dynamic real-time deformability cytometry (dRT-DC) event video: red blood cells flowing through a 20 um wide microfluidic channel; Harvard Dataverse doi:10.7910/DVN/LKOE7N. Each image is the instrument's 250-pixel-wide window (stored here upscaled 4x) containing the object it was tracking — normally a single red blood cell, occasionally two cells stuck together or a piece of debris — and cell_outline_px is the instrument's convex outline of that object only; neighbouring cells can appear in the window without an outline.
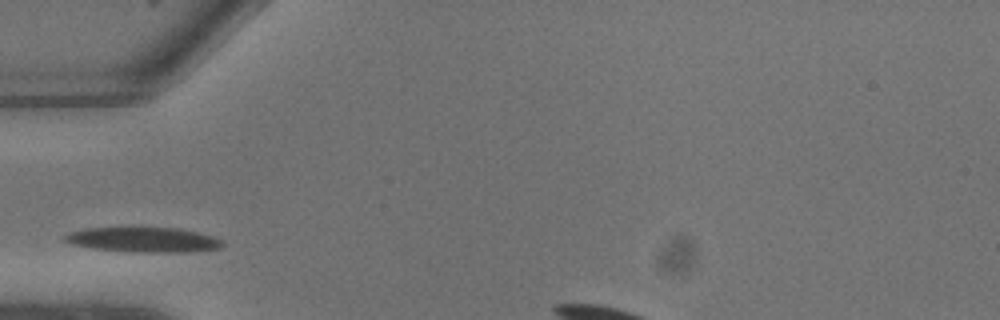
{"species": "common noctule bat (a hibernating species)", "species_latin": "Nyctalus noctula", "temperature_condition": "warm", "stored_images_in_passage": 6, "camera_frame_rate_fps": 3000, "um_per_image_px": 0.085, "animal": {"sex": "male", "body_mass_g": 13.3}, "frame": {"image": 1, "passage_image": 1, "time_ms": 0.0, "image_size_px": [1000, 320], "cell_outline_px": [[224, 244], [220, 248], [192, 252], [132, 252], [92, 248], [72, 244], [64, 240], [64, 236], [68, 232], [88, 228], [176, 228], [196, 232], [212, 236], [220, 240]], "centroid_in_image_um": [12.19, 20.39], "position_along_channel_um": 72.8, "area_um2": 22.72}}
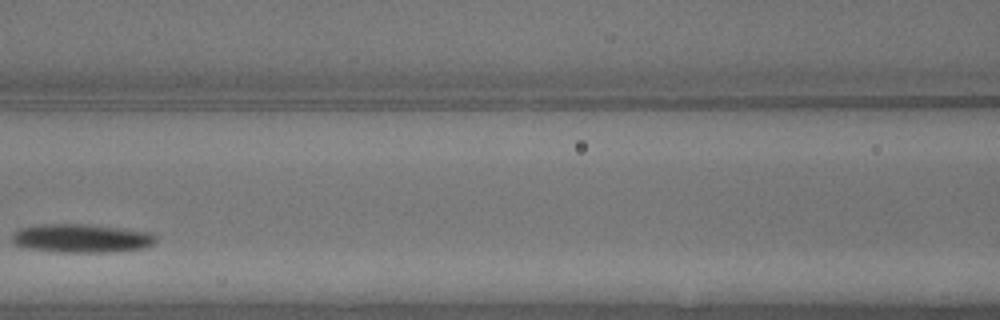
{"frame": {"image": 2, "passage_image": 4, "time_ms": 1.0, "image_size_px": [1000, 320], "cell_outline_px": [[156, 240], [148, 248], [112, 252], [60, 252], [28, 248], [12, 244], [12, 236], [20, 228], [36, 224], [84, 224], [152, 232], [156, 236]], "centroid_in_image_um": [6.94, 20.26], "position_along_channel_um": 159.7, "area_um2": 24.04}}
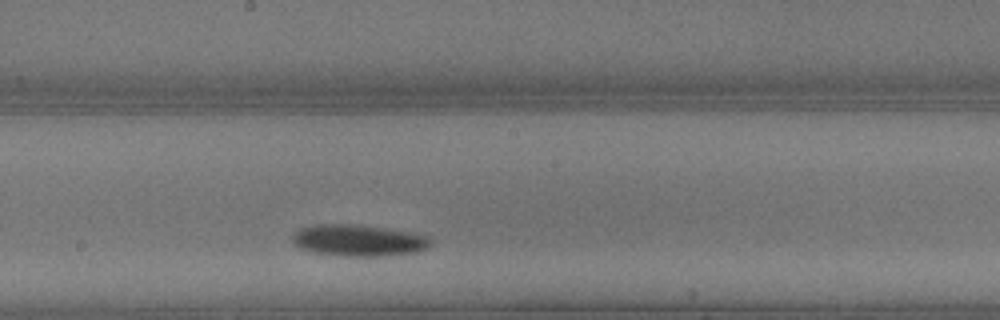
{"frame": {"image": 3, "passage_image": 6, "time_ms": 1.667, "image_size_px": [1000, 320], "cell_outline_px": [[432, 244], [428, 248], [416, 252], [388, 256], [344, 256], [316, 252], [300, 248], [292, 240], [296, 232], [300, 228], [320, 224], [348, 224], [384, 228], [408, 232], [428, 236]], "centroid_in_image_um": [30.52, 20.44], "position_along_channel_um": 217.7, "area_um2": 25.09}}